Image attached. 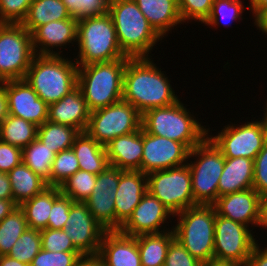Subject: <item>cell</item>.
I'll list each match as a JSON object with an SVG mask.
<instances>
[{"label": "cell", "mask_w": 267, "mask_h": 266, "mask_svg": "<svg viewBox=\"0 0 267 266\" xmlns=\"http://www.w3.org/2000/svg\"><path fill=\"white\" fill-rule=\"evenodd\" d=\"M148 58H130L123 77L122 99L141 115L153 108L167 107L180 99L168 77Z\"/></svg>", "instance_id": "1"}, {"label": "cell", "mask_w": 267, "mask_h": 266, "mask_svg": "<svg viewBox=\"0 0 267 266\" xmlns=\"http://www.w3.org/2000/svg\"><path fill=\"white\" fill-rule=\"evenodd\" d=\"M108 14L126 57L148 58L156 42L162 40L134 0H111Z\"/></svg>", "instance_id": "2"}, {"label": "cell", "mask_w": 267, "mask_h": 266, "mask_svg": "<svg viewBox=\"0 0 267 266\" xmlns=\"http://www.w3.org/2000/svg\"><path fill=\"white\" fill-rule=\"evenodd\" d=\"M78 65L61 55H35L25 80L47 105L58 102L77 86Z\"/></svg>", "instance_id": "3"}, {"label": "cell", "mask_w": 267, "mask_h": 266, "mask_svg": "<svg viewBox=\"0 0 267 266\" xmlns=\"http://www.w3.org/2000/svg\"><path fill=\"white\" fill-rule=\"evenodd\" d=\"M128 60L78 66L77 86L90 112L122 100L123 77Z\"/></svg>", "instance_id": "4"}, {"label": "cell", "mask_w": 267, "mask_h": 266, "mask_svg": "<svg viewBox=\"0 0 267 266\" xmlns=\"http://www.w3.org/2000/svg\"><path fill=\"white\" fill-rule=\"evenodd\" d=\"M141 127L149 134L183 143L190 151L208 136V128L201 126L180 100L144 112Z\"/></svg>", "instance_id": "5"}, {"label": "cell", "mask_w": 267, "mask_h": 266, "mask_svg": "<svg viewBox=\"0 0 267 266\" xmlns=\"http://www.w3.org/2000/svg\"><path fill=\"white\" fill-rule=\"evenodd\" d=\"M77 41L79 54L75 62L78 66L130 59L123 54L119 46L109 14L78 20Z\"/></svg>", "instance_id": "6"}, {"label": "cell", "mask_w": 267, "mask_h": 266, "mask_svg": "<svg viewBox=\"0 0 267 266\" xmlns=\"http://www.w3.org/2000/svg\"><path fill=\"white\" fill-rule=\"evenodd\" d=\"M175 239L199 262L213 258L216 211L213 205H196L177 214ZM179 219V220H178Z\"/></svg>", "instance_id": "7"}, {"label": "cell", "mask_w": 267, "mask_h": 266, "mask_svg": "<svg viewBox=\"0 0 267 266\" xmlns=\"http://www.w3.org/2000/svg\"><path fill=\"white\" fill-rule=\"evenodd\" d=\"M188 163L192 177L193 198L196 205H213L218 198V184L225 165L221 150L207 136L190 152Z\"/></svg>", "instance_id": "8"}, {"label": "cell", "mask_w": 267, "mask_h": 266, "mask_svg": "<svg viewBox=\"0 0 267 266\" xmlns=\"http://www.w3.org/2000/svg\"><path fill=\"white\" fill-rule=\"evenodd\" d=\"M35 55L31 33L22 24L0 26V82L24 79Z\"/></svg>", "instance_id": "9"}, {"label": "cell", "mask_w": 267, "mask_h": 266, "mask_svg": "<svg viewBox=\"0 0 267 266\" xmlns=\"http://www.w3.org/2000/svg\"><path fill=\"white\" fill-rule=\"evenodd\" d=\"M147 191L158 198L173 214L196 206L188 164L147 174Z\"/></svg>", "instance_id": "10"}, {"label": "cell", "mask_w": 267, "mask_h": 266, "mask_svg": "<svg viewBox=\"0 0 267 266\" xmlns=\"http://www.w3.org/2000/svg\"><path fill=\"white\" fill-rule=\"evenodd\" d=\"M141 113L123 99L105 108L90 112L86 132L106 146L113 139L141 128Z\"/></svg>", "instance_id": "11"}, {"label": "cell", "mask_w": 267, "mask_h": 266, "mask_svg": "<svg viewBox=\"0 0 267 266\" xmlns=\"http://www.w3.org/2000/svg\"><path fill=\"white\" fill-rule=\"evenodd\" d=\"M263 119L242 125H227L218 135L208 137L221 150L225 158L245 157L254 160L267 141V108ZM212 136V137H211Z\"/></svg>", "instance_id": "12"}, {"label": "cell", "mask_w": 267, "mask_h": 266, "mask_svg": "<svg viewBox=\"0 0 267 266\" xmlns=\"http://www.w3.org/2000/svg\"><path fill=\"white\" fill-rule=\"evenodd\" d=\"M248 228L242 223L216 214L213 258L234 261L245 266L257 244L252 230Z\"/></svg>", "instance_id": "13"}, {"label": "cell", "mask_w": 267, "mask_h": 266, "mask_svg": "<svg viewBox=\"0 0 267 266\" xmlns=\"http://www.w3.org/2000/svg\"><path fill=\"white\" fill-rule=\"evenodd\" d=\"M83 256L98 255L106 231L92 216L85 202H73L63 229Z\"/></svg>", "instance_id": "14"}, {"label": "cell", "mask_w": 267, "mask_h": 266, "mask_svg": "<svg viewBox=\"0 0 267 266\" xmlns=\"http://www.w3.org/2000/svg\"><path fill=\"white\" fill-rule=\"evenodd\" d=\"M189 152L183 143L152 135L143 130L141 172L148 174L185 165L188 162Z\"/></svg>", "instance_id": "15"}, {"label": "cell", "mask_w": 267, "mask_h": 266, "mask_svg": "<svg viewBox=\"0 0 267 266\" xmlns=\"http://www.w3.org/2000/svg\"><path fill=\"white\" fill-rule=\"evenodd\" d=\"M120 169L108 166L97 175L91 196L85 201L93 218L106 230H116L115 197Z\"/></svg>", "instance_id": "16"}, {"label": "cell", "mask_w": 267, "mask_h": 266, "mask_svg": "<svg viewBox=\"0 0 267 266\" xmlns=\"http://www.w3.org/2000/svg\"><path fill=\"white\" fill-rule=\"evenodd\" d=\"M9 115L22 118L36 126L48 119V107L25 79L4 81Z\"/></svg>", "instance_id": "17"}, {"label": "cell", "mask_w": 267, "mask_h": 266, "mask_svg": "<svg viewBox=\"0 0 267 266\" xmlns=\"http://www.w3.org/2000/svg\"><path fill=\"white\" fill-rule=\"evenodd\" d=\"M171 215L174 217V214L158 198L147 191L120 231L130 236L169 231L159 229Z\"/></svg>", "instance_id": "18"}, {"label": "cell", "mask_w": 267, "mask_h": 266, "mask_svg": "<svg viewBox=\"0 0 267 266\" xmlns=\"http://www.w3.org/2000/svg\"><path fill=\"white\" fill-rule=\"evenodd\" d=\"M261 196L254 189H245L218 197L213 204L216 214L245 226L259 225Z\"/></svg>", "instance_id": "19"}, {"label": "cell", "mask_w": 267, "mask_h": 266, "mask_svg": "<svg viewBox=\"0 0 267 266\" xmlns=\"http://www.w3.org/2000/svg\"><path fill=\"white\" fill-rule=\"evenodd\" d=\"M147 192V174L141 171L121 170L115 191L116 230L128 221L135 207Z\"/></svg>", "instance_id": "20"}, {"label": "cell", "mask_w": 267, "mask_h": 266, "mask_svg": "<svg viewBox=\"0 0 267 266\" xmlns=\"http://www.w3.org/2000/svg\"><path fill=\"white\" fill-rule=\"evenodd\" d=\"M77 29L78 20L74 17H71L70 19L49 22L37 27L31 33L35 54L60 55V53L63 51H58V53L52 49L55 47H66V44H73L75 40V42H77Z\"/></svg>", "instance_id": "21"}, {"label": "cell", "mask_w": 267, "mask_h": 266, "mask_svg": "<svg viewBox=\"0 0 267 266\" xmlns=\"http://www.w3.org/2000/svg\"><path fill=\"white\" fill-rule=\"evenodd\" d=\"M98 257L106 266H141L137 236H130L120 230L105 231Z\"/></svg>", "instance_id": "22"}, {"label": "cell", "mask_w": 267, "mask_h": 266, "mask_svg": "<svg viewBox=\"0 0 267 266\" xmlns=\"http://www.w3.org/2000/svg\"><path fill=\"white\" fill-rule=\"evenodd\" d=\"M89 117L90 111L78 86L48 107L47 121L74 127L79 132L86 131Z\"/></svg>", "instance_id": "23"}, {"label": "cell", "mask_w": 267, "mask_h": 266, "mask_svg": "<svg viewBox=\"0 0 267 266\" xmlns=\"http://www.w3.org/2000/svg\"><path fill=\"white\" fill-rule=\"evenodd\" d=\"M109 165L121 170L141 171L143 155L142 127L129 134L121 135L106 146Z\"/></svg>", "instance_id": "24"}, {"label": "cell", "mask_w": 267, "mask_h": 266, "mask_svg": "<svg viewBox=\"0 0 267 266\" xmlns=\"http://www.w3.org/2000/svg\"><path fill=\"white\" fill-rule=\"evenodd\" d=\"M254 160L238 157L225 158L218 184V197L253 188Z\"/></svg>", "instance_id": "25"}, {"label": "cell", "mask_w": 267, "mask_h": 266, "mask_svg": "<svg viewBox=\"0 0 267 266\" xmlns=\"http://www.w3.org/2000/svg\"><path fill=\"white\" fill-rule=\"evenodd\" d=\"M154 30L164 35L182 23L177 0H134Z\"/></svg>", "instance_id": "26"}, {"label": "cell", "mask_w": 267, "mask_h": 266, "mask_svg": "<svg viewBox=\"0 0 267 266\" xmlns=\"http://www.w3.org/2000/svg\"><path fill=\"white\" fill-rule=\"evenodd\" d=\"M72 149L78 159L80 170L98 175L109 166L105 146L86 131L75 137Z\"/></svg>", "instance_id": "27"}, {"label": "cell", "mask_w": 267, "mask_h": 266, "mask_svg": "<svg viewBox=\"0 0 267 266\" xmlns=\"http://www.w3.org/2000/svg\"><path fill=\"white\" fill-rule=\"evenodd\" d=\"M60 195L59 187L48 186L41 193L24 201L19 206L25 214L30 229L42 230L47 228L53 202Z\"/></svg>", "instance_id": "28"}, {"label": "cell", "mask_w": 267, "mask_h": 266, "mask_svg": "<svg viewBox=\"0 0 267 266\" xmlns=\"http://www.w3.org/2000/svg\"><path fill=\"white\" fill-rule=\"evenodd\" d=\"M14 202L20 206L48 187L47 182L23 162L7 173Z\"/></svg>", "instance_id": "29"}, {"label": "cell", "mask_w": 267, "mask_h": 266, "mask_svg": "<svg viewBox=\"0 0 267 266\" xmlns=\"http://www.w3.org/2000/svg\"><path fill=\"white\" fill-rule=\"evenodd\" d=\"M175 239L173 229L162 233L137 236L141 266H164L170 243Z\"/></svg>", "instance_id": "30"}, {"label": "cell", "mask_w": 267, "mask_h": 266, "mask_svg": "<svg viewBox=\"0 0 267 266\" xmlns=\"http://www.w3.org/2000/svg\"><path fill=\"white\" fill-rule=\"evenodd\" d=\"M71 17L62 0H33L21 24L29 33H32L41 25Z\"/></svg>", "instance_id": "31"}, {"label": "cell", "mask_w": 267, "mask_h": 266, "mask_svg": "<svg viewBox=\"0 0 267 266\" xmlns=\"http://www.w3.org/2000/svg\"><path fill=\"white\" fill-rule=\"evenodd\" d=\"M79 133L74 127L46 121L38 127L37 139L57 154L71 149Z\"/></svg>", "instance_id": "32"}, {"label": "cell", "mask_w": 267, "mask_h": 266, "mask_svg": "<svg viewBox=\"0 0 267 266\" xmlns=\"http://www.w3.org/2000/svg\"><path fill=\"white\" fill-rule=\"evenodd\" d=\"M38 126L12 115L0 124V140L23 149L37 138Z\"/></svg>", "instance_id": "33"}, {"label": "cell", "mask_w": 267, "mask_h": 266, "mask_svg": "<svg viewBox=\"0 0 267 266\" xmlns=\"http://www.w3.org/2000/svg\"><path fill=\"white\" fill-rule=\"evenodd\" d=\"M55 153L39 139L22 149V162L51 186V166Z\"/></svg>", "instance_id": "34"}, {"label": "cell", "mask_w": 267, "mask_h": 266, "mask_svg": "<svg viewBox=\"0 0 267 266\" xmlns=\"http://www.w3.org/2000/svg\"><path fill=\"white\" fill-rule=\"evenodd\" d=\"M28 228L25 214L18 206L0 222V255H7Z\"/></svg>", "instance_id": "35"}, {"label": "cell", "mask_w": 267, "mask_h": 266, "mask_svg": "<svg viewBox=\"0 0 267 266\" xmlns=\"http://www.w3.org/2000/svg\"><path fill=\"white\" fill-rule=\"evenodd\" d=\"M97 175L78 170L59 187L61 194L71 198L74 202H85L92 194Z\"/></svg>", "instance_id": "36"}, {"label": "cell", "mask_w": 267, "mask_h": 266, "mask_svg": "<svg viewBox=\"0 0 267 266\" xmlns=\"http://www.w3.org/2000/svg\"><path fill=\"white\" fill-rule=\"evenodd\" d=\"M41 249L40 230L28 228L13 244L7 255L19 262L30 265Z\"/></svg>", "instance_id": "37"}, {"label": "cell", "mask_w": 267, "mask_h": 266, "mask_svg": "<svg viewBox=\"0 0 267 266\" xmlns=\"http://www.w3.org/2000/svg\"><path fill=\"white\" fill-rule=\"evenodd\" d=\"M79 169L78 159L72 148L55 154L51 166V186L60 187Z\"/></svg>", "instance_id": "38"}, {"label": "cell", "mask_w": 267, "mask_h": 266, "mask_svg": "<svg viewBox=\"0 0 267 266\" xmlns=\"http://www.w3.org/2000/svg\"><path fill=\"white\" fill-rule=\"evenodd\" d=\"M242 0H214L210 16L204 22L206 25L216 27L219 25V20L222 19L224 26L231 24L233 20L242 18L243 4ZM221 18V19H220ZM225 21H224V20ZM229 23V24H228Z\"/></svg>", "instance_id": "39"}, {"label": "cell", "mask_w": 267, "mask_h": 266, "mask_svg": "<svg viewBox=\"0 0 267 266\" xmlns=\"http://www.w3.org/2000/svg\"><path fill=\"white\" fill-rule=\"evenodd\" d=\"M111 0H62L69 13L77 20L109 13Z\"/></svg>", "instance_id": "40"}, {"label": "cell", "mask_w": 267, "mask_h": 266, "mask_svg": "<svg viewBox=\"0 0 267 266\" xmlns=\"http://www.w3.org/2000/svg\"><path fill=\"white\" fill-rule=\"evenodd\" d=\"M82 257L80 252H52L41 249L29 266H77Z\"/></svg>", "instance_id": "41"}, {"label": "cell", "mask_w": 267, "mask_h": 266, "mask_svg": "<svg viewBox=\"0 0 267 266\" xmlns=\"http://www.w3.org/2000/svg\"><path fill=\"white\" fill-rule=\"evenodd\" d=\"M182 22L188 20L204 23L210 16L214 0H177Z\"/></svg>", "instance_id": "42"}, {"label": "cell", "mask_w": 267, "mask_h": 266, "mask_svg": "<svg viewBox=\"0 0 267 266\" xmlns=\"http://www.w3.org/2000/svg\"><path fill=\"white\" fill-rule=\"evenodd\" d=\"M41 246L52 252H79L63 229H42Z\"/></svg>", "instance_id": "43"}, {"label": "cell", "mask_w": 267, "mask_h": 266, "mask_svg": "<svg viewBox=\"0 0 267 266\" xmlns=\"http://www.w3.org/2000/svg\"><path fill=\"white\" fill-rule=\"evenodd\" d=\"M33 0H0V22L21 24Z\"/></svg>", "instance_id": "44"}, {"label": "cell", "mask_w": 267, "mask_h": 266, "mask_svg": "<svg viewBox=\"0 0 267 266\" xmlns=\"http://www.w3.org/2000/svg\"><path fill=\"white\" fill-rule=\"evenodd\" d=\"M74 201L61 194L54 202L48 219V229H64Z\"/></svg>", "instance_id": "45"}, {"label": "cell", "mask_w": 267, "mask_h": 266, "mask_svg": "<svg viewBox=\"0 0 267 266\" xmlns=\"http://www.w3.org/2000/svg\"><path fill=\"white\" fill-rule=\"evenodd\" d=\"M164 266H202L177 240L174 239L168 248Z\"/></svg>", "instance_id": "46"}, {"label": "cell", "mask_w": 267, "mask_h": 266, "mask_svg": "<svg viewBox=\"0 0 267 266\" xmlns=\"http://www.w3.org/2000/svg\"><path fill=\"white\" fill-rule=\"evenodd\" d=\"M253 188L260 196L267 194V141L254 159Z\"/></svg>", "instance_id": "47"}, {"label": "cell", "mask_w": 267, "mask_h": 266, "mask_svg": "<svg viewBox=\"0 0 267 266\" xmlns=\"http://www.w3.org/2000/svg\"><path fill=\"white\" fill-rule=\"evenodd\" d=\"M22 163V149L0 140V172L9 173Z\"/></svg>", "instance_id": "48"}, {"label": "cell", "mask_w": 267, "mask_h": 266, "mask_svg": "<svg viewBox=\"0 0 267 266\" xmlns=\"http://www.w3.org/2000/svg\"><path fill=\"white\" fill-rule=\"evenodd\" d=\"M245 266H267V247L260 249L257 243L253 248Z\"/></svg>", "instance_id": "49"}, {"label": "cell", "mask_w": 267, "mask_h": 266, "mask_svg": "<svg viewBox=\"0 0 267 266\" xmlns=\"http://www.w3.org/2000/svg\"><path fill=\"white\" fill-rule=\"evenodd\" d=\"M0 199L13 200L9 176L0 172Z\"/></svg>", "instance_id": "50"}, {"label": "cell", "mask_w": 267, "mask_h": 266, "mask_svg": "<svg viewBox=\"0 0 267 266\" xmlns=\"http://www.w3.org/2000/svg\"><path fill=\"white\" fill-rule=\"evenodd\" d=\"M9 115L8 99L4 89V81L0 82V124Z\"/></svg>", "instance_id": "51"}, {"label": "cell", "mask_w": 267, "mask_h": 266, "mask_svg": "<svg viewBox=\"0 0 267 266\" xmlns=\"http://www.w3.org/2000/svg\"><path fill=\"white\" fill-rule=\"evenodd\" d=\"M17 207L14 200L0 199V222Z\"/></svg>", "instance_id": "52"}, {"label": "cell", "mask_w": 267, "mask_h": 266, "mask_svg": "<svg viewBox=\"0 0 267 266\" xmlns=\"http://www.w3.org/2000/svg\"><path fill=\"white\" fill-rule=\"evenodd\" d=\"M259 226L267 229V194L260 198Z\"/></svg>", "instance_id": "53"}, {"label": "cell", "mask_w": 267, "mask_h": 266, "mask_svg": "<svg viewBox=\"0 0 267 266\" xmlns=\"http://www.w3.org/2000/svg\"><path fill=\"white\" fill-rule=\"evenodd\" d=\"M249 10L252 11L254 18H256L262 11L267 9V0H250Z\"/></svg>", "instance_id": "54"}, {"label": "cell", "mask_w": 267, "mask_h": 266, "mask_svg": "<svg viewBox=\"0 0 267 266\" xmlns=\"http://www.w3.org/2000/svg\"><path fill=\"white\" fill-rule=\"evenodd\" d=\"M77 266H106L105 263L96 256H83Z\"/></svg>", "instance_id": "55"}, {"label": "cell", "mask_w": 267, "mask_h": 266, "mask_svg": "<svg viewBox=\"0 0 267 266\" xmlns=\"http://www.w3.org/2000/svg\"><path fill=\"white\" fill-rule=\"evenodd\" d=\"M254 20L256 27L267 35V9L262 11Z\"/></svg>", "instance_id": "56"}, {"label": "cell", "mask_w": 267, "mask_h": 266, "mask_svg": "<svg viewBox=\"0 0 267 266\" xmlns=\"http://www.w3.org/2000/svg\"><path fill=\"white\" fill-rule=\"evenodd\" d=\"M0 266H29L26 263L19 262L8 255H0Z\"/></svg>", "instance_id": "57"}, {"label": "cell", "mask_w": 267, "mask_h": 266, "mask_svg": "<svg viewBox=\"0 0 267 266\" xmlns=\"http://www.w3.org/2000/svg\"><path fill=\"white\" fill-rule=\"evenodd\" d=\"M202 266H243V265L234 261L218 260L212 258L207 263L202 264Z\"/></svg>", "instance_id": "58"}]
</instances>
